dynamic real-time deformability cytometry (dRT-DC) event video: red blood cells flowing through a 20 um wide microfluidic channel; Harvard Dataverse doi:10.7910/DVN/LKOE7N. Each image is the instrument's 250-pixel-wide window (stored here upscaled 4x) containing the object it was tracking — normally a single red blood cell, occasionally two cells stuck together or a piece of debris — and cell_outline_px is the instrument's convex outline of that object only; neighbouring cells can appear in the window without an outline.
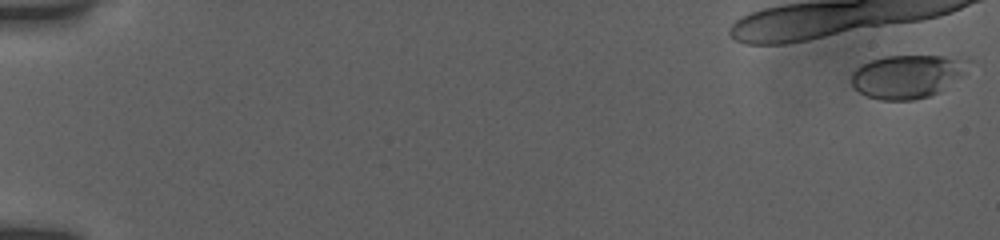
{"species": "human", "species_latin": "Homo sapiens", "temperature_condition": "room temperature", "stored_images_in_passage": 8, "camera_frame_rate_fps": 3000, "um_per_image_px": 0.085, "donor": {"sex": "female"}, "frame": {"image": 1, "passage_image": 1, "time_ms": 0.0, "image_size_px": [1000, 240], "cell_outline_px": [[972, 60], [964, 76], [940, 92], [932, 96], [912, 100], [880, 100], [868, 96], [860, 92], [852, 84], [852, 72], [860, 64], [884, 56], [944, 56]], "centroid_in_image_um": [77.18, 6.49], "position_along_channel_um": 7.8, "area_um2": 29.88}}